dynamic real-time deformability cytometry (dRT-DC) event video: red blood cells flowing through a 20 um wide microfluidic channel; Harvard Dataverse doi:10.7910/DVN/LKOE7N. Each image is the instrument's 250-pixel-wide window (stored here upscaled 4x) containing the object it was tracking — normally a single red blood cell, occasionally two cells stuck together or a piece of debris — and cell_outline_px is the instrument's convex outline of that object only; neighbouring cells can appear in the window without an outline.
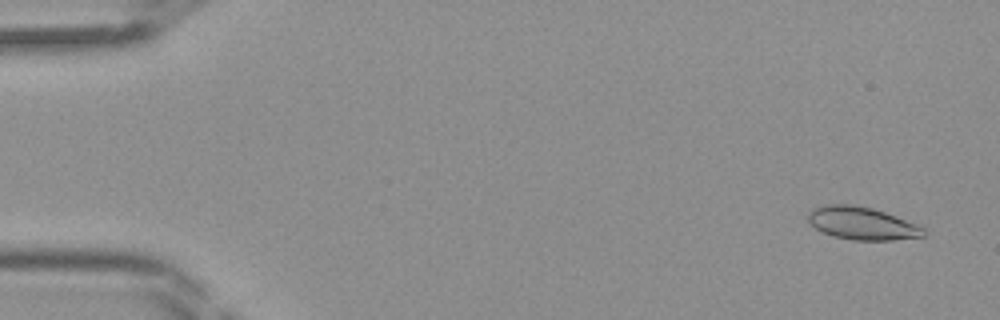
{"species": "Egyptian fruit bat (a non-hibernating species)", "species_latin": "Rousettus aegyptiacus", "temperature_condition": "room temperature", "stored_images_in_passage": 44, "segment_of_instrument_passage": [1, 2], "camera_frame_rate_fps": 3000, "um_per_image_px": 0.085, "frame": {"image": 1, "passage_image": 1, "time_ms": 0.0, "image_size_px": [1000, 320], "cell_outline_px": [[924, 236], [892, 240], [852, 240], [832, 236], [820, 232], [808, 224], [808, 212], [812, 208], [824, 204], [856, 204], [872, 208], [884, 212], [916, 224], [924, 228]], "centroid_in_image_um": [73.18, 18.98], "position_along_channel_um": 11.8, "area_um2": 22.25}}
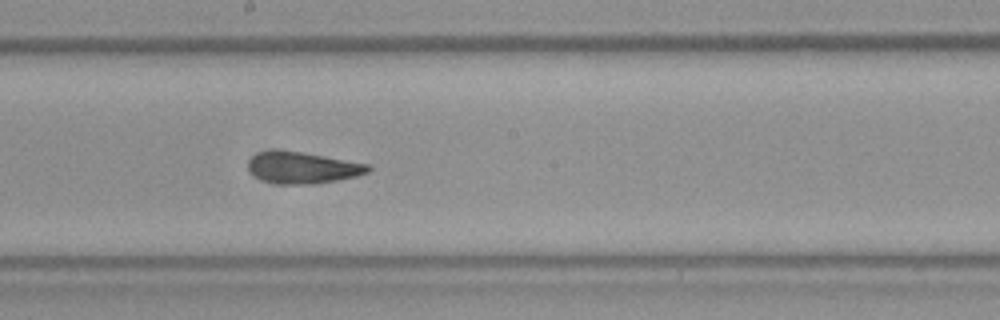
{"frame": {"image": 2, "passage_image": 23, "time_ms": 7.333, "image_size_px": [1000, 320], "cell_outline_px": [[372, 168], [368, 172], [356, 176], [336, 180], [312, 184], [280, 184], [264, 180], [256, 176], [248, 168], [248, 160], [252, 156], [260, 152], [304, 152], [368, 164]], "centroid_in_image_um": [25.76, 14.27], "position_along_channel_um": 222.4, "area_um2": 21.44}}
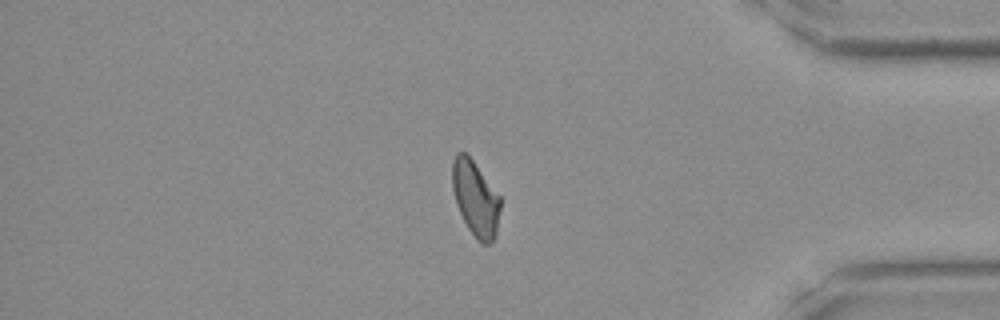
{"frame": {"image": 3, "passage_image": 36, "time_ms": 11.667, "image_size_px": [1000, 320], "cell_outline_px": [[500, 208], [496, 236], [488, 244], [480, 244], [476, 240], [468, 228], [456, 204], [452, 188], [452, 160], [456, 152], [464, 152], [472, 160], [500, 196]], "centroid_in_image_um": [40.4, 16.89], "position_along_channel_um": 394.8, "area_um2": 20.98}}